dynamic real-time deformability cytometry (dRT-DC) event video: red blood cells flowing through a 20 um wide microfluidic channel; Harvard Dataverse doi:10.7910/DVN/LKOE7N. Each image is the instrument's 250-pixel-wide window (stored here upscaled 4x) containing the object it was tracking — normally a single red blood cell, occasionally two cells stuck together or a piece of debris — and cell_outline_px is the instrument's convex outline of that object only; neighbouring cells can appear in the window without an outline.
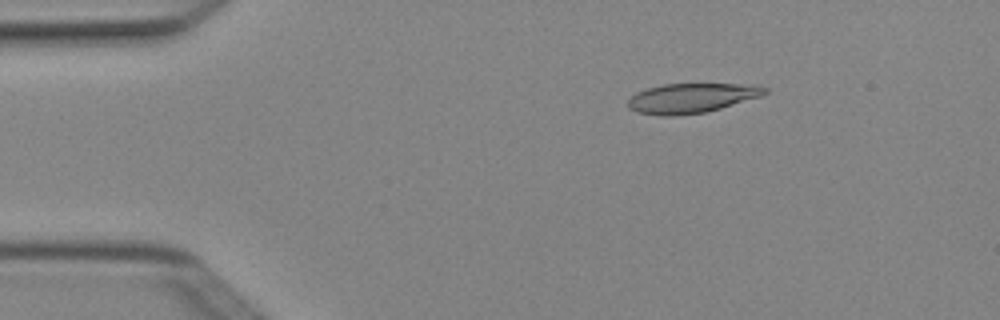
{"species": "Egyptian fruit bat (a non-hibernating species)", "species_latin": "Rousettus aegyptiacus", "temperature_condition": "cold", "stored_images_in_passage": 5, "camera_frame_rate_fps": 3000, "um_per_image_px": 0.085, "animal": {"sex": "female"}, "frame": {"image": 1, "passage_image": 2, "time_ms": 0.333, "image_size_px": [1000, 320], "cell_outline_px": [[768, 92], [764, 96], [720, 108], [704, 112], [676, 116], [664, 116], [636, 112], [628, 108], [628, 100], [636, 92], [648, 88], [664, 84], [756, 84], [768, 88]], "centroid_in_image_um": [58.82, 8.33], "position_along_channel_um": 26.2, "area_um2": 23.81}}
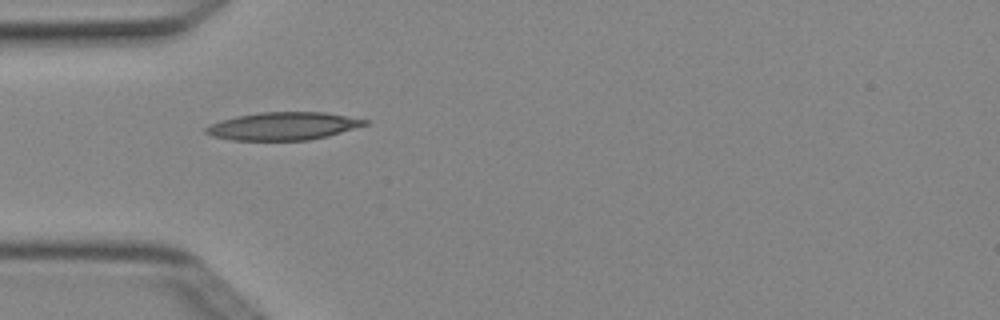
{"frame": {"image": 2, "passage_image": 4, "time_ms": 1.0, "image_size_px": [1000, 320], "cell_outline_px": [[368, 124], [328, 136], [308, 140], [232, 140], [212, 136], [204, 132], [204, 128], [208, 124], [220, 120], [236, 116], [260, 112], [324, 112], [368, 120]], "centroid_in_image_um": [24.02, 10.72], "position_along_channel_um": 61.0, "area_um2": 25.78}}
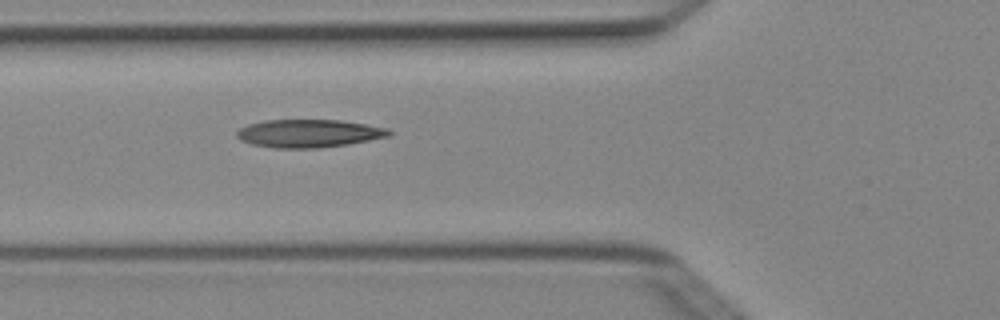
{"frame": {"image": 3, "passage_image": 5, "time_ms": 1.333, "image_size_px": [1000, 320], "cell_outline_px": [[392, 132], [388, 136], [348, 144], [316, 148], [276, 148], [252, 144], [240, 140], [236, 136], [236, 132], [240, 128], [248, 124], [264, 120], [340, 120], [388, 128]], "centroid_in_image_um": [26.21, 11.33], "position_along_channel_um": 99.6, "area_um2": 24.68}}